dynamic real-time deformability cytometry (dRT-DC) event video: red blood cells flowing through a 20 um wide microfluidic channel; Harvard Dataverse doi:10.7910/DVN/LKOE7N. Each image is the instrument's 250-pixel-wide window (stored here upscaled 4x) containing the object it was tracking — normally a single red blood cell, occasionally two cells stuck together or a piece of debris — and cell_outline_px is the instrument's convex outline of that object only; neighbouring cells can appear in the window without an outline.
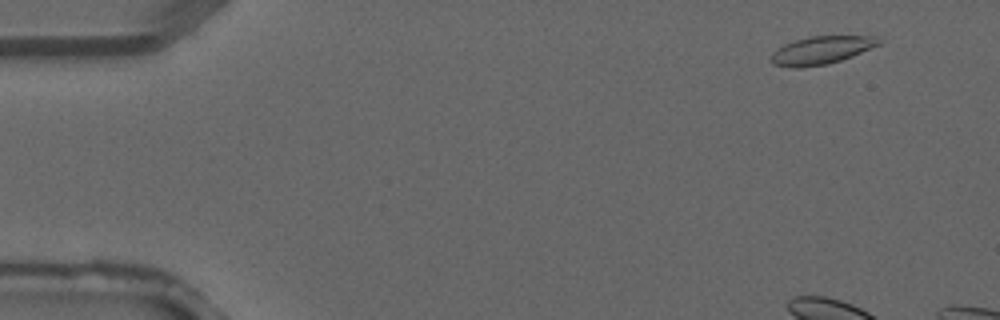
{"species": "common noctule bat (a hibernating species)", "species_latin": "Nyctalus noctula", "temperature_condition": "warm", "stored_images_in_passage": 4, "camera_frame_rate_fps": 3000, "um_per_image_px": 0.085, "animal": {"sex": "male", "forearm_length_mm": 52.5}, "frame": {"image": 1, "passage_image": 2, "time_ms": 0.333, "image_size_px": [1000, 320], "cell_outline_px": [[880, 44], [852, 56], [828, 64], [800, 68], [792, 68], [772, 64], [768, 60], [772, 52], [776, 48], [784, 44], [808, 36], [876, 36], [880, 40]], "centroid_in_image_um": [69.74, 4.28], "position_along_channel_um": 15.3, "area_um2": 17.69}}